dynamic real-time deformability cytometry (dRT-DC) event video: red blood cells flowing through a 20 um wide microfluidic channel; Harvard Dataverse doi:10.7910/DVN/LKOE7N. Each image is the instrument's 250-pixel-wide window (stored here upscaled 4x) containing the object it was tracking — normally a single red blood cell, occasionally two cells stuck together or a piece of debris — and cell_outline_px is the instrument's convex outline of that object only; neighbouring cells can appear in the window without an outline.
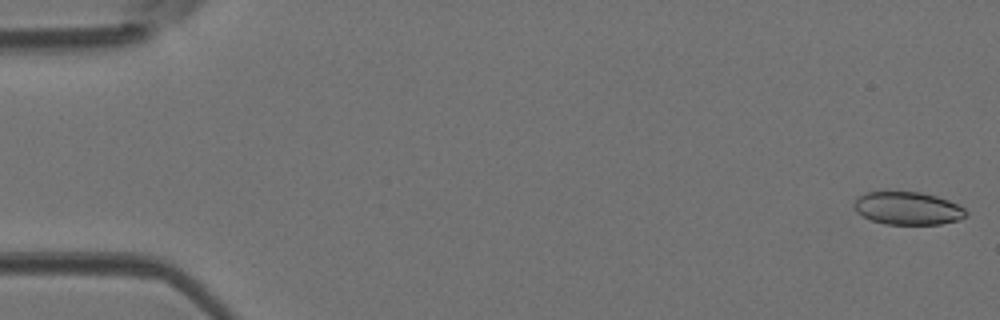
{"species": "Egyptian fruit bat (a non-hibernating species)", "species_latin": "Rousettus aegyptiacus", "temperature_condition": "room temperature", "stored_images_in_passage": 45, "camera_frame_rate_fps": 3000, "um_per_image_px": 0.085, "animal": {"sex": "female"}, "frame": {"image": 1, "passage_image": 1, "time_ms": 0.0, "image_size_px": [1000, 320], "cell_outline_px": [[968, 212], [960, 220], [940, 224], [884, 224], [872, 220], [856, 212], [852, 204], [856, 196], [864, 192], [920, 192], [936, 196], [948, 200], [964, 208]], "centroid_in_image_um": [77.12, 17.7], "position_along_channel_um": 7.9, "area_um2": 21.5}}
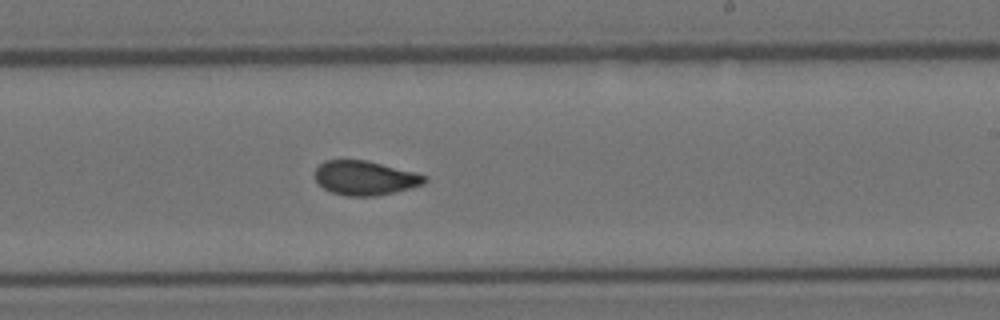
{"frame": {"image": 2, "passage_image": 27, "time_ms": 8.667, "image_size_px": [1000, 320], "cell_outline_px": [[428, 180], [424, 184], [412, 188], [376, 196], [348, 196], [332, 192], [324, 188], [316, 180], [316, 168], [324, 160], [368, 160], [416, 172], [428, 176]], "centroid_in_image_um": [31.09, 15.12], "position_along_channel_um": 257.9, "area_um2": 22.02}}
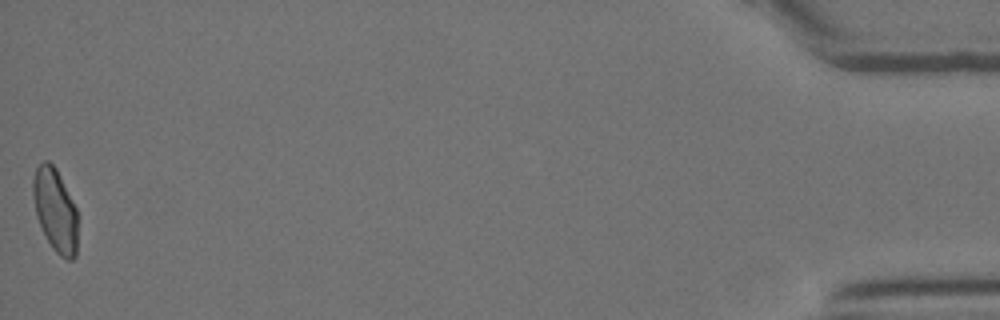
{"frame": {"image": 3, "passage_image": 45, "time_ms": 14.667, "image_size_px": [1000, 320], "cell_outline_px": [[76, 256], [72, 260], [68, 260], [60, 256], [52, 248], [36, 216], [32, 192], [32, 180], [36, 168], [44, 160], [48, 160], [56, 168], [76, 208]], "centroid_in_image_um": [4.67, 17.85], "position_along_channel_um": 430.5, "area_um2": 21.39}}